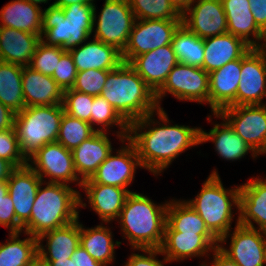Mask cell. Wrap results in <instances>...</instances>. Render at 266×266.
Wrapping results in <instances>:
<instances>
[{
	"label": "cell",
	"mask_w": 266,
	"mask_h": 266,
	"mask_svg": "<svg viewBox=\"0 0 266 266\" xmlns=\"http://www.w3.org/2000/svg\"><path fill=\"white\" fill-rule=\"evenodd\" d=\"M64 113L62 104L25 107L16 113L14 128L20 151L27 161L45 144L57 142Z\"/></svg>",
	"instance_id": "8992f818"
},
{
	"label": "cell",
	"mask_w": 266,
	"mask_h": 266,
	"mask_svg": "<svg viewBox=\"0 0 266 266\" xmlns=\"http://www.w3.org/2000/svg\"><path fill=\"white\" fill-rule=\"evenodd\" d=\"M40 41V35L0 27V61L29 66Z\"/></svg>",
	"instance_id": "4316f807"
},
{
	"label": "cell",
	"mask_w": 266,
	"mask_h": 266,
	"mask_svg": "<svg viewBox=\"0 0 266 266\" xmlns=\"http://www.w3.org/2000/svg\"><path fill=\"white\" fill-rule=\"evenodd\" d=\"M8 194L7 181H0V200Z\"/></svg>",
	"instance_id": "6f0895ef"
},
{
	"label": "cell",
	"mask_w": 266,
	"mask_h": 266,
	"mask_svg": "<svg viewBox=\"0 0 266 266\" xmlns=\"http://www.w3.org/2000/svg\"><path fill=\"white\" fill-rule=\"evenodd\" d=\"M22 86L26 107L63 103L64 91L52 76L44 75L29 66L23 67Z\"/></svg>",
	"instance_id": "cb8c5ba5"
},
{
	"label": "cell",
	"mask_w": 266,
	"mask_h": 266,
	"mask_svg": "<svg viewBox=\"0 0 266 266\" xmlns=\"http://www.w3.org/2000/svg\"><path fill=\"white\" fill-rule=\"evenodd\" d=\"M241 76V58L209 73V105L213 113L237 106V88Z\"/></svg>",
	"instance_id": "d6986e66"
},
{
	"label": "cell",
	"mask_w": 266,
	"mask_h": 266,
	"mask_svg": "<svg viewBox=\"0 0 266 266\" xmlns=\"http://www.w3.org/2000/svg\"><path fill=\"white\" fill-rule=\"evenodd\" d=\"M213 261L211 266H239L235 261L230 259L226 254H224L219 247L214 249ZM200 266H208L203 263Z\"/></svg>",
	"instance_id": "816d5d0a"
},
{
	"label": "cell",
	"mask_w": 266,
	"mask_h": 266,
	"mask_svg": "<svg viewBox=\"0 0 266 266\" xmlns=\"http://www.w3.org/2000/svg\"><path fill=\"white\" fill-rule=\"evenodd\" d=\"M93 31L94 27L71 24L61 7L50 4L43 11L41 41L47 45L60 46L69 50L88 40Z\"/></svg>",
	"instance_id": "4fadbf2b"
},
{
	"label": "cell",
	"mask_w": 266,
	"mask_h": 266,
	"mask_svg": "<svg viewBox=\"0 0 266 266\" xmlns=\"http://www.w3.org/2000/svg\"><path fill=\"white\" fill-rule=\"evenodd\" d=\"M266 98V57L260 48H251L241 58L237 106L264 105Z\"/></svg>",
	"instance_id": "7c38bea8"
},
{
	"label": "cell",
	"mask_w": 266,
	"mask_h": 266,
	"mask_svg": "<svg viewBox=\"0 0 266 266\" xmlns=\"http://www.w3.org/2000/svg\"><path fill=\"white\" fill-rule=\"evenodd\" d=\"M165 232L213 235L200 215L185 201H170Z\"/></svg>",
	"instance_id": "1f68e13d"
},
{
	"label": "cell",
	"mask_w": 266,
	"mask_h": 266,
	"mask_svg": "<svg viewBox=\"0 0 266 266\" xmlns=\"http://www.w3.org/2000/svg\"><path fill=\"white\" fill-rule=\"evenodd\" d=\"M44 266H74V260L71 258L58 260H38Z\"/></svg>",
	"instance_id": "db71d44e"
},
{
	"label": "cell",
	"mask_w": 266,
	"mask_h": 266,
	"mask_svg": "<svg viewBox=\"0 0 266 266\" xmlns=\"http://www.w3.org/2000/svg\"><path fill=\"white\" fill-rule=\"evenodd\" d=\"M66 51L60 46L47 45L40 41L29 67L44 75L52 76L61 56Z\"/></svg>",
	"instance_id": "ab89813d"
},
{
	"label": "cell",
	"mask_w": 266,
	"mask_h": 266,
	"mask_svg": "<svg viewBox=\"0 0 266 266\" xmlns=\"http://www.w3.org/2000/svg\"><path fill=\"white\" fill-rule=\"evenodd\" d=\"M94 0H56L52 3V5L64 8L66 6L72 5V4H94Z\"/></svg>",
	"instance_id": "11a10c76"
},
{
	"label": "cell",
	"mask_w": 266,
	"mask_h": 266,
	"mask_svg": "<svg viewBox=\"0 0 266 266\" xmlns=\"http://www.w3.org/2000/svg\"><path fill=\"white\" fill-rule=\"evenodd\" d=\"M40 184L31 210L30 220L23 226L24 233L39 237L44 232L63 227L79 218L78 207H85L81 195L69 184Z\"/></svg>",
	"instance_id": "3957f363"
},
{
	"label": "cell",
	"mask_w": 266,
	"mask_h": 266,
	"mask_svg": "<svg viewBox=\"0 0 266 266\" xmlns=\"http://www.w3.org/2000/svg\"><path fill=\"white\" fill-rule=\"evenodd\" d=\"M77 69L70 52L67 50L60 58L59 63L54 70L52 78L62 88L63 91L72 89L76 76Z\"/></svg>",
	"instance_id": "f6af8a7d"
},
{
	"label": "cell",
	"mask_w": 266,
	"mask_h": 266,
	"mask_svg": "<svg viewBox=\"0 0 266 266\" xmlns=\"http://www.w3.org/2000/svg\"><path fill=\"white\" fill-rule=\"evenodd\" d=\"M159 119L164 123L155 122L154 112L129 124L127 141H130L137 152L142 168L160 175L161 171L190 147L200 144V129L184 125L169 124L167 113L158 108ZM159 127L154 124H158ZM168 123L169 125H167ZM153 124V128L143 131ZM161 126V127H160ZM141 131V132H140ZM140 132V133H138ZM132 134V135H131Z\"/></svg>",
	"instance_id": "6da1fadb"
},
{
	"label": "cell",
	"mask_w": 266,
	"mask_h": 266,
	"mask_svg": "<svg viewBox=\"0 0 266 266\" xmlns=\"http://www.w3.org/2000/svg\"><path fill=\"white\" fill-rule=\"evenodd\" d=\"M214 115L226 120L258 155L266 154V104L229 106Z\"/></svg>",
	"instance_id": "9c48e42d"
},
{
	"label": "cell",
	"mask_w": 266,
	"mask_h": 266,
	"mask_svg": "<svg viewBox=\"0 0 266 266\" xmlns=\"http://www.w3.org/2000/svg\"><path fill=\"white\" fill-rule=\"evenodd\" d=\"M15 167L7 160L0 158V181H7Z\"/></svg>",
	"instance_id": "f5cc1de1"
},
{
	"label": "cell",
	"mask_w": 266,
	"mask_h": 266,
	"mask_svg": "<svg viewBox=\"0 0 266 266\" xmlns=\"http://www.w3.org/2000/svg\"><path fill=\"white\" fill-rule=\"evenodd\" d=\"M33 266H44V265L41 264L39 261H37Z\"/></svg>",
	"instance_id": "6125c7cd"
},
{
	"label": "cell",
	"mask_w": 266,
	"mask_h": 266,
	"mask_svg": "<svg viewBox=\"0 0 266 266\" xmlns=\"http://www.w3.org/2000/svg\"><path fill=\"white\" fill-rule=\"evenodd\" d=\"M100 96L105 98L128 124L152 112L156 113L159 108L154 92L126 62L108 71Z\"/></svg>",
	"instance_id": "7a4b0ae2"
},
{
	"label": "cell",
	"mask_w": 266,
	"mask_h": 266,
	"mask_svg": "<svg viewBox=\"0 0 266 266\" xmlns=\"http://www.w3.org/2000/svg\"><path fill=\"white\" fill-rule=\"evenodd\" d=\"M174 6L183 13L189 6L193 5L195 0H170Z\"/></svg>",
	"instance_id": "9f6ffc18"
},
{
	"label": "cell",
	"mask_w": 266,
	"mask_h": 266,
	"mask_svg": "<svg viewBox=\"0 0 266 266\" xmlns=\"http://www.w3.org/2000/svg\"><path fill=\"white\" fill-rule=\"evenodd\" d=\"M215 126L207 133L200 129V144L206 141H213L216 151L220 157L227 160L241 159L248 151L252 157L258 154L238 135L227 121ZM221 127V129H220Z\"/></svg>",
	"instance_id": "4dcf8cb0"
},
{
	"label": "cell",
	"mask_w": 266,
	"mask_h": 266,
	"mask_svg": "<svg viewBox=\"0 0 266 266\" xmlns=\"http://www.w3.org/2000/svg\"><path fill=\"white\" fill-rule=\"evenodd\" d=\"M30 161L34 166L29 163ZM28 165L42 179V182L43 177L48 176L49 183L68 184V182L79 181L80 187L83 183L74 168L71 150L58 142L48 143L41 147L28 159Z\"/></svg>",
	"instance_id": "8fae6325"
},
{
	"label": "cell",
	"mask_w": 266,
	"mask_h": 266,
	"mask_svg": "<svg viewBox=\"0 0 266 266\" xmlns=\"http://www.w3.org/2000/svg\"><path fill=\"white\" fill-rule=\"evenodd\" d=\"M172 94L178 100H188L209 104V74L201 67L177 63L169 72L162 88L155 94L160 107V99Z\"/></svg>",
	"instance_id": "ba28073f"
},
{
	"label": "cell",
	"mask_w": 266,
	"mask_h": 266,
	"mask_svg": "<svg viewBox=\"0 0 266 266\" xmlns=\"http://www.w3.org/2000/svg\"><path fill=\"white\" fill-rule=\"evenodd\" d=\"M264 237H266V232H264ZM264 257L266 261V238H264Z\"/></svg>",
	"instance_id": "94428289"
},
{
	"label": "cell",
	"mask_w": 266,
	"mask_h": 266,
	"mask_svg": "<svg viewBox=\"0 0 266 266\" xmlns=\"http://www.w3.org/2000/svg\"><path fill=\"white\" fill-rule=\"evenodd\" d=\"M221 2L227 19V33L241 38L252 48H259L266 33L255 22L249 1L221 0ZM249 35H252L255 41L249 39Z\"/></svg>",
	"instance_id": "7402d4cb"
},
{
	"label": "cell",
	"mask_w": 266,
	"mask_h": 266,
	"mask_svg": "<svg viewBox=\"0 0 266 266\" xmlns=\"http://www.w3.org/2000/svg\"><path fill=\"white\" fill-rule=\"evenodd\" d=\"M106 134V132L96 131L71 151L74 168L78 177L82 176V181L91 178L99 165L112 152L111 141Z\"/></svg>",
	"instance_id": "484cf974"
},
{
	"label": "cell",
	"mask_w": 266,
	"mask_h": 266,
	"mask_svg": "<svg viewBox=\"0 0 266 266\" xmlns=\"http://www.w3.org/2000/svg\"><path fill=\"white\" fill-rule=\"evenodd\" d=\"M180 63L203 68L204 41L181 25L171 42Z\"/></svg>",
	"instance_id": "d590c367"
},
{
	"label": "cell",
	"mask_w": 266,
	"mask_h": 266,
	"mask_svg": "<svg viewBox=\"0 0 266 266\" xmlns=\"http://www.w3.org/2000/svg\"><path fill=\"white\" fill-rule=\"evenodd\" d=\"M112 239V232L102 224L90 229L80 224V245L92 258L106 266L113 262L114 247L121 244L119 241L114 243Z\"/></svg>",
	"instance_id": "d6a6232c"
},
{
	"label": "cell",
	"mask_w": 266,
	"mask_h": 266,
	"mask_svg": "<svg viewBox=\"0 0 266 266\" xmlns=\"http://www.w3.org/2000/svg\"><path fill=\"white\" fill-rule=\"evenodd\" d=\"M167 206L131 192L119 214L121 230L133 249H160L167 223Z\"/></svg>",
	"instance_id": "277c9868"
},
{
	"label": "cell",
	"mask_w": 266,
	"mask_h": 266,
	"mask_svg": "<svg viewBox=\"0 0 266 266\" xmlns=\"http://www.w3.org/2000/svg\"><path fill=\"white\" fill-rule=\"evenodd\" d=\"M214 245V246H213ZM219 240L214 235H198L180 232H164L163 243L160 247L162 255L171 261H179L188 257H199L214 250Z\"/></svg>",
	"instance_id": "ffe728a7"
},
{
	"label": "cell",
	"mask_w": 266,
	"mask_h": 266,
	"mask_svg": "<svg viewBox=\"0 0 266 266\" xmlns=\"http://www.w3.org/2000/svg\"><path fill=\"white\" fill-rule=\"evenodd\" d=\"M8 194L10 195L17 221L24 226L31 216L38 188L42 179L27 164L15 168L7 180Z\"/></svg>",
	"instance_id": "ac0fdd59"
},
{
	"label": "cell",
	"mask_w": 266,
	"mask_h": 266,
	"mask_svg": "<svg viewBox=\"0 0 266 266\" xmlns=\"http://www.w3.org/2000/svg\"><path fill=\"white\" fill-rule=\"evenodd\" d=\"M26 1L30 2L31 4H34V5L39 6L38 4L46 3V2H48L49 0H26Z\"/></svg>",
	"instance_id": "680465c9"
},
{
	"label": "cell",
	"mask_w": 266,
	"mask_h": 266,
	"mask_svg": "<svg viewBox=\"0 0 266 266\" xmlns=\"http://www.w3.org/2000/svg\"><path fill=\"white\" fill-rule=\"evenodd\" d=\"M20 232L10 233V241L0 244V266H33L38 261V239H19Z\"/></svg>",
	"instance_id": "e575fe53"
},
{
	"label": "cell",
	"mask_w": 266,
	"mask_h": 266,
	"mask_svg": "<svg viewBox=\"0 0 266 266\" xmlns=\"http://www.w3.org/2000/svg\"><path fill=\"white\" fill-rule=\"evenodd\" d=\"M98 17L94 39L111 45L122 53L136 20L129 1L105 0Z\"/></svg>",
	"instance_id": "30bf717a"
},
{
	"label": "cell",
	"mask_w": 266,
	"mask_h": 266,
	"mask_svg": "<svg viewBox=\"0 0 266 266\" xmlns=\"http://www.w3.org/2000/svg\"><path fill=\"white\" fill-rule=\"evenodd\" d=\"M0 225L10 229V233L22 232L23 226L17 221L14 204L9 194L0 200Z\"/></svg>",
	"instance_id": "bcb514c9"
},
{
	"label": "cell",
	"mask_w": 266,
	"mask_h": 266,
	"mask_svg": "<svg viewBox=\"0 0 266 266\" xmlns=\"http://www.w3.org/2000/svg\"><path fill=\"white\" fill-rule=\"evenodd\" d=\"M203 69L209 74L242 58L252 47L230 33L204 38Z\"/></svg>",
	"instance_id": "603a6c76"
},
{
	"label": "cell",
	"mask_w": 266,
	"mask_h": 266,
	"mask_svg": "<svg viewBox=\"0 0 266 266\" xmlns=\"http://www.w3.org/2000/svg\"><path fill=\"white\" fill-rule=\"evenodd\" d=\"M137 166L142 168L136 149L129 141L126 146L117 151L116 156L111 152L90 179L96 184L127 189L133 181Z\"/></svg>",
	"instance_id": "9a60e30c"
},
{
	"label": "cell",
	"mask_w": 266,
	"mask_h": 266,
	"mask_svg": "<svg viewBox=\"0 0 266 266\" xmlns=\"http://www.w3.org/2000/svg\"><path fill=\"white\" fill-rule=\"evenodd\" d=\"M93 99V95L80 93L73 89L65 90L62 103L64 112L90 124Z\"/></svg>",
	"instance_id": "60d3db41"
},
{
	"label": "cell",
	"mask_w": 266,
	"mask_h": 266,
	"mask_svg": "<svg viewBox=\"0 0 266 266\" xmlns=\"http://www.w3.org/2000/svg\"><path fill=\"white\" fill-rule=\"evenodd\" d=\"M238 213L239 225L255 229L254 221L266 232V179L252 178L240 186Z\"/></svg>",
	"instance_id": "44dd1931"
},
{
	"label": "cell",
	"mask_w": 266,
	"mask_h": 266,
	"mask_svg": "<svg viewBox=\"0 0 266 266\" xmlns=\"http://www.w3.org/2000/svg\"><path fill=\"white\" fill-rule=\"evenodd\" d=\"M0 27L42 36L43 11L26 0H13L0 10Z\"/></svg>",
	"instance_id": "f546056e"
},
{
	"label": "cell",
	"mask_w": 266,
	"mask_h": 266,
	"mask_svg": "<svg viewBox=\"0 0 266 266\" xmlns=\"http://www.w3.org/2000/svg\"><path fill=\"white\" fill-rule=\"evenodd\" d=\"M239 194V186L225 189L218 173L213 170L203 183L201 192L195 199L186 202L200 215L208 230L222 244L230 237L232 205L239 209Z\"/></svg>",
	"instance_id": "5b68a950"
},
{
	"label": "cell",
	"mask_w": 266,
	"mask_h": 266,
	"mask_svg": "<svg viewBox=\"0 0 266 266\" xmlns=\"http://www.w3.org/2000/svg\"><path fill=\"white\" fill-rule=\"evenodd\" d=\"M179 63L172 44L136 56L129 64L156 94L167 80L169 72Z\"/></svg>",
	"instance_id": "2e32d148"
},
{
	"label": "cell",
	"mask_w": 266,
	"mask_h": 266,
	"mask_svg": "<svg viewBox=\"0 0 266 266\" xmlns=\"http://www.w3.org/2000/svg\"><path fill=\"white\" fill-rule=\"evenodd\" d=\"M71 259L74 260V266H106L92 258L81 245L71 255Z\"/></svg>",
	"instance_id": "681fc988"
},
{
	"label": "cell",
	"mask_w": 266,
	"mask_h": 266,
	"mask_svg": "<svg viewBox=\"0 0 266 266\" xmlns=\"http://www.w3.org/2000/svg\"><path fill=\"white\" fill-rule=\"evenodd\" d=\"M194 3L182 13V25L202 39L227 33L221 0H195Z\"/></svg>",
	"instance_id": "5bb4252c"
},
{
	"label": "cell",
	"mask_w": 266,
	"mask_h": 266,
	"mask_svg": "<svg viewBox=\"0 0 266 266\" xmlns=\"http://www.w3.org/2000/svg\"><path fill=\"white\" fill-rule=\"evenodd\" d=\"M257 25L266 33V0H248Z\"/></svg>",
	"instance_id": "c3c4849f"
},
{
	"label": "cell",
	"mask_w": 266,
	"mask_h": 266,
	"mask_svg": "<svg viewBox=\"0 0 266 266\" xmlns=\"http://www.w3.org/2000/svg\"><path fill=\"white\" fill-rule=\"evenodd\" d=\"M81 187L85 189L91 208L105 223L119 217L127 196L132 192L121 187L96 184L90 178L84 180Z\"/></svg>",
	"instance_id": "d4e9b609"
},
{
	"label": "cell",
	"mask_w": 266,
	"mask_h": 266,
	"mask_svg": "<svg viewBox=\"0 0 266 266\" xmlns=\"http://www.w3.org/2000/svg\"><path fill=\"white\" fill-rule=\"evenodd\" d=\"M23 67L0 61V102L14 113L26 106L22 86Z\"/></svg>",
	"instance_id": "836d02e7"
},
{
	"label": "cell",
	"mask_w": 266,
	"mask_h": 266,
	"mask_svg": "<svg viewBox=\"0 0 266 266\" xmlns=\"http://www.w3.org/2000/svg\"><path fill=\"white\" fill-rule=\"evenodd\" d=\"M141 250L144 254H132L124 266H164L163 262H169L166 258L164 261L156 259L157 254H162L160 249H136Z\"/></svg>",
	"instance_id": "7dc6e473"
},
{
	"label": "cell",
	"mask_w": 266,
	"mask_h": 266,
	"mask_svg": "<svg viewBox=\"0 0 266 266\" xmlns=\"http://www.w3.org/2000/svg\"><path fill=\"white\" fill-rule=\"evenodd\" d=\"M263 235V231L239 225L237 220L231 234L230 248L227 250L222 245L218 247L239 266H263L266 263Z\"/></svg>",
	"instance_id": "e0dca14e"
},
{
	"label": "cell",
	"mask_w": 266,
	"mask_h": 266,
	"mask_svg": "<svg viewBox=\"0 0 266 266\" xmlns=\"http://www.w3.org/2000/svg\"><path fill=\"white\" fill-rule=\"evenodd\" d=\"M102 125L98 131L105 132L111 125H119L121 131H117L121 142L126 141L129 132V124L118 114L114 107L102 96H94L90 124ZM106 128V129H105Z\"/></svg>",
	"instance_id": "8d00e7d4"
},
{
	"label": "cell",
	"mask_w": 266,
	"mask_h": 266,
	"mask_svg": "<svg viewBox=\"0 0 266 266\" xmlns=\"http://www.w3.org/2000/svg\"><path fill=\"white\" fill-rule=\"evenodd\" d=\"M47 238L48 249L41 241ZM38 260H58L71 258L80 245V223L77 220L41 234L38 238Z\"/></svg>",
	"instance_id": "83f0119b"
},
{
	"label": "cell",
	"mask_w": 266,
	"mask_h": 266,
	"mask_svg": "<svg viewBox=\"0 0 266 266\" xmlns=\"http://www.w3.org/2000/svg\"><path fill=\"white\" fill-rule=\"evenodd\" d=\"M109 70L89 69L77 73L73 90L99 96L102 93Z\"/></svg>",
	"instance_id": "b9f144b4"
},
{
	"label": "cell",
	"mask_w": 266,
	"mask_h": 266,
	"mask_svg": "<svg viewBox=\"0 0 266 266\" xmlns=\"http://www.w3.org/2000/svg\"><path fill=\"white\" fill-rule=\"evenodd\" d=\"M263 41H265V43H262L259 48L263 51V53L266 57V49H265L266 48V36L264 37Z\"/></svg>",
	"instance_id": "91938a15"
},
{
	"label": "cell",
	"mask_w": 266,
	"mask_h": 266,
	"mask_svg": "<svg viewBox=\"0 0 266 266\" xmlns=\"http://www.w3.org/2000/svg\"><path fill=\"white\" fill-rule=\"evenodd\" d=\"M68 51L78 72L89 69L113 70L123 62L119 50L96 39L84 42L78 49L73 47Z\"/></svg>",
	"instance_id": "f1b7e54d"
},
{
	"label": "cell",
	"mask_w": 266,
	"mask_h": 266,
	"mask_svg": "<svg viewBox=\"0 0 266 266\" xmlns=\"http://www.w3.org/2000/svg\"><path fill=\"white\" fill-rule=\"evenodd\" d=\"M63 9L66 19L74 26L95 27L96 8L95 4H72Z\"/></svg>",
	"instance_id": "ee69618b"
},
{
	"label": "cell",
	"mask_w": 266,
	"mask_h": 266,
	"mask_svg": "<svg viewBox=\"0 0 266 266\" xmlns=\"http://www.w3.org/2000/svg\"><path fill=\"white\" fill-rule=\"evenodd\" d=\"M182 20L136 19L122 54L123 62L130 63L136 56L171 44Z\"/></svg>",
	"instance_id": "52a82bcc"
},
{
	"label": "cell",
	"mask_w": 266,
	"mask_h": 266,
	"mask_svg": "<svg viewBox=\"0 0 266 266\" xmlns=\"http://www.w3.org/2000/svg\"><path fill=\"white\" fill-rule=\"evenodd\" d=\"M135 19L182 20V13L170 0H128Z\"/></svg>",
	"instance_id": "74e56055"
},
{
	"label": "cell",
	"mask_w": 266,
	"mask_h": 266,
	"mask_svg": "<svg viewBox=\"0 0 266 266\" xmlns=\"http://www.w3.org/2000/svg\"><path fill=\"white\" fill-rule=\"evenodd\" d=\"M96 131L98 129L93 128L88 122L73 118L64 113L60 123L57 142L72 151Z\"/></svg>",
	"instance_id": "f35d334b"
},
{
	"label": "cell",
	"mask_w": 266,
	"mask_h": 266,
	"mask_svg": "<svg viewBox=\"0 0 266 266\" xmlns=\"http://www.w3.org/2000/svg\"><path fill=\"white\" fill-rule=\"evenodd\" d=\"M15 115L16 113L0 102V131L14 127Z\"/></svg>",
	"instance_id": "f907efd6"
},
{
	"label": "cell",
	"mask_w": 266,
	"mask_h": 266,
	"mask_svg": "<svg viewBox=\"0 0 266 266\" xmlns=\"http://www.w3.org/2000/svg\"><path fill=\"white\" fill-rule=\"evenodd\" d=\"M0 158L9 161L15 168L28 164L20 151L14 127L0 131Z\"/></svg>",
	"instance_id": "7bdbcfd3"
}]
</instances>
